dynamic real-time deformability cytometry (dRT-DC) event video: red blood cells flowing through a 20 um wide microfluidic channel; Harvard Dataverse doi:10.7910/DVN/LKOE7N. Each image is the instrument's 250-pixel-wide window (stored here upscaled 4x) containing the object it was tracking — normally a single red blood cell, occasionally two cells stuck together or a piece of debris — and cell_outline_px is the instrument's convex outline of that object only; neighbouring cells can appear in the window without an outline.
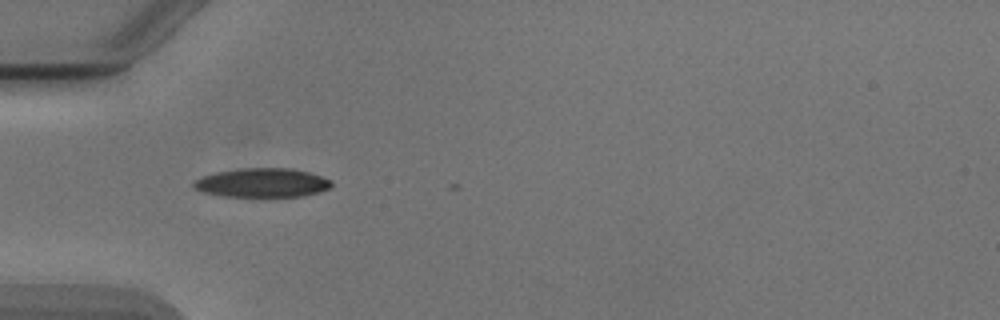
{"species": "Egyptian fruit bat (a non-hibernating species)", "species_latin": "Rousettus aegyptiacus", "temperature_condition": "cold", "stored_images_in_passage": 4, "camera_frame_rate_fps": 3000, "um_per_image_px": 0.085, "animal": {"sex": "male"}, "frame": {"image": 1, "passage_image": 1, "time_ms": 0.0, "image_size_px": [1000, 320], "cell_outline_px": [[332, 184], [328, 188], [320, 192], [304, 196], [224, 196], [200, 192], [192, 188], [192, 184], [196, 180], [204, 176], [216, 172], [240, 168], [292, 168], [308, 172], [332, 180]], "centroid_in_image_um": [22.27, 15.53], "position_along_channel_um": 62.7, "area_um2": 23.29}}